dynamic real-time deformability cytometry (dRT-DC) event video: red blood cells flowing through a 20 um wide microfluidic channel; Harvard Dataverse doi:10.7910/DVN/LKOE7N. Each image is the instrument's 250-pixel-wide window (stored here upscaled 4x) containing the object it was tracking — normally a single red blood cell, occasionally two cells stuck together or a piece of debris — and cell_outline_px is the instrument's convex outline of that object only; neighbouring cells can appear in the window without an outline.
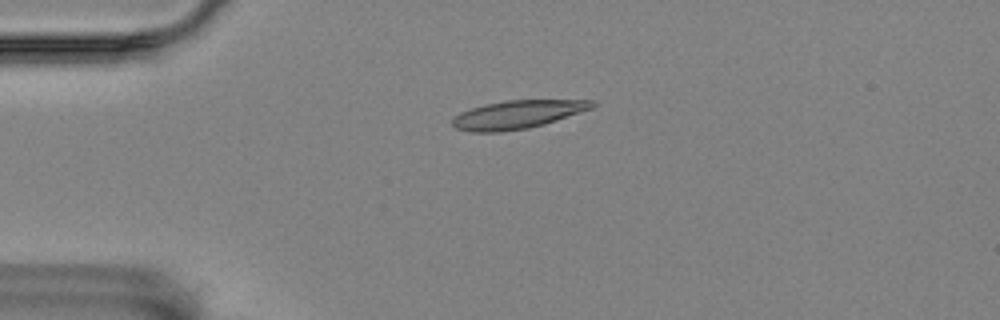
{"species": "Egyptian fruit bat (a non-hibernating species)", "species_latin": "Rousettus aegyptiacus", "temperature_condition": "room temperature", "stored_images_in_passage": 2, "camera_frame_rate_fps": 3000, "um_per_image_px": 0.085, "animal": {"sex": "female"}, "frame": {"image": 1, "passage_image": 1, "time_ms": 0.0, "image_size_px": [1000, 320], "cell_outline_px": [[596, 104], [592, 108], [544, 124], [528, 128], [500, 132], [472, 132], [456, 128], [452, 124], [452, 120], [460, 112], [484, 104], [504, 100], [592, 100]], "centroid_in_image_um": [43.96, 9.73], "position_along_channel_um": 41.0, "area_um2": 22.83}}